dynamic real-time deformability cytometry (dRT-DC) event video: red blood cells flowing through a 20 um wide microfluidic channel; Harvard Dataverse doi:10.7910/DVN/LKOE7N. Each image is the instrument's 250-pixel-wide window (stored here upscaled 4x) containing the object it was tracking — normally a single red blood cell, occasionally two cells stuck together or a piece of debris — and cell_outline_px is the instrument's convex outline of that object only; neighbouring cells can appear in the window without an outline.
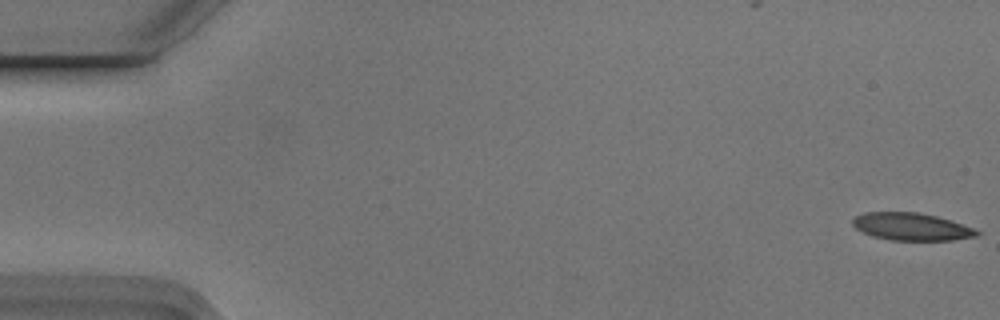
{"species": "Egyptian fruit bat (a non-hibernating species)", "species_latin": "Rousettus aegyptiacus", "temperature_condition": "cold", "stored_images_in_passage": 4, "camera_frame_rate_fps": 3000, "um_per_image_px": 0.085, "animal": {"sex": "male"}, "frame": {"image": 1, "passage_image": 1, "time_ms": 0.0, "image_size_px": [1000, 320], "cell_outline_px": [[980, 232], [976, 236], [952, 240], [888, 240], [872, 236], [856, 228], [852, 224], [852, 220], [856, 216], [864, 212], [916, 212], [936, 216], [972, 228]], "centroid_in_image_um": [77.41, 19.27], "position_along_channel_um": 7.6, "area_um2": 19.59}}